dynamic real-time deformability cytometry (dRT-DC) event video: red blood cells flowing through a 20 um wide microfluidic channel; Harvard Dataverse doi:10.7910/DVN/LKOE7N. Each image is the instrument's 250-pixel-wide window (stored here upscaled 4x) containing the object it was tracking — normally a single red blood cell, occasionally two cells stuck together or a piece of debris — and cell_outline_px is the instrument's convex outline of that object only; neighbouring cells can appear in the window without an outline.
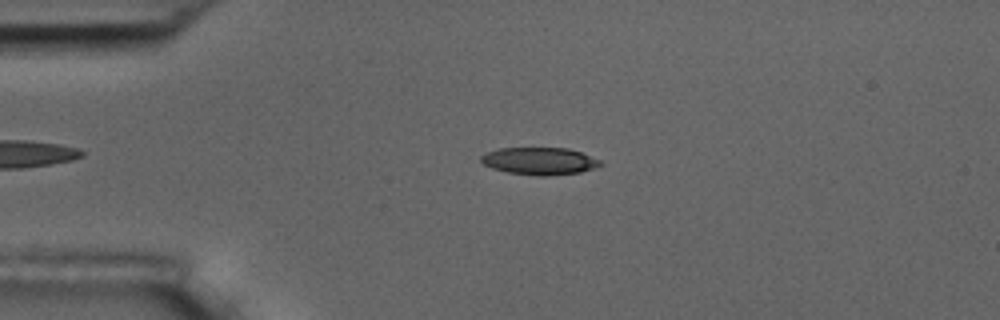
{"species": "common noctule bat (a hibernating species)", "species_latin": "Nyctalus noctula", "temperature_condition": "room temperature", "stored_images_in_passage": 5, "camera_frame_rate_fps": 3000, "um_per_image_px": 0.085, "animal": {"sex": "male", "body_mass_g": 17.5, "forearm_length_mm": 52.3}, "frame": {"image": 1, "passage_image": 3, "time_ms": 2.333, "image_size_px": [1000, 320], "cell_outline_px": [[604, 164], [596, 168], [580, 172], [548, 176], [536, 176], [508, 172], [492, 168], [484, 164], [480, 160], [480, 156], [484, 152], [500, 148], [568, 148], [580, 152], [600, 160]], "centroid_in_image_um": [45.85, 13.69], "position_along_channel_um": 39.1, "area_um2": 19.13}}